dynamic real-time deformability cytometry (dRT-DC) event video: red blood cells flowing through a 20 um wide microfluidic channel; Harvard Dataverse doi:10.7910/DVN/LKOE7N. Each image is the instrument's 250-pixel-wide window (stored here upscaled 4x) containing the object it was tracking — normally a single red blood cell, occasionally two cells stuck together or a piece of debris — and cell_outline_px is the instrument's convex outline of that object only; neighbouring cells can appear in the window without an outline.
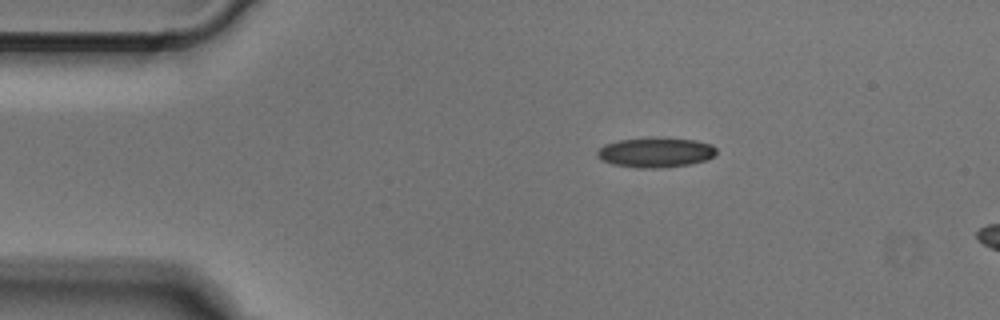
{"species": "Egyptian fruit bat (a non-hibernating species)", "species_latin": "Rousettus aegyptiacus", "temperature_condition": "cold", "stored_images_in_passage": 6, "camera_frame_rate_fps": 3000, "um_per_image_px": 0.085, "animal": {"sex": "male"}, "frame": {"image": 1, "passage_image": 1, "time_ms": 0.0, "image_size_px": [1000, 320], "cell_outline_px": [[716, 152], [708, 160], [692, 164], [664, 168], [636, 168], [612, 164], [596, 156], [596, 152], [604, 144], [620, 140], [656, 136], [696, 140], [712, 144], [716, 148]], "centroid_in_image_um": [55.75, 12.95], "position_along_channel_um": 29.3, "area_um2": 21.21}}